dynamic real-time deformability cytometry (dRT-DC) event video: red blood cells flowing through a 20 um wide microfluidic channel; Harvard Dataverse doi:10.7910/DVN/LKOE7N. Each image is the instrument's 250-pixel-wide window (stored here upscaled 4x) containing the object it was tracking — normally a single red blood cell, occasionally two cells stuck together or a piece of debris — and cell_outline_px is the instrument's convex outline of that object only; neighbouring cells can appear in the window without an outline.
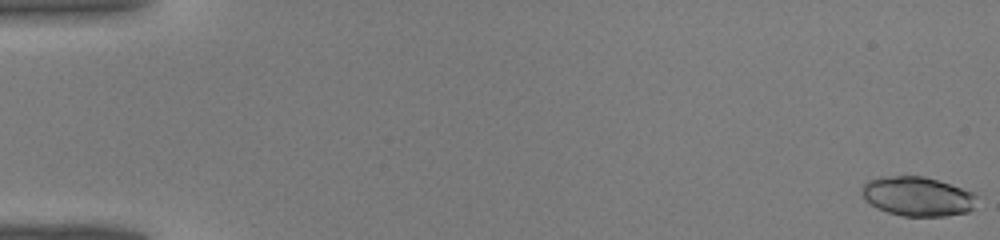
{"species": "common noctule bat (a hibernating species)", "species_latin": "Nyctalus noctula", "temperature_condition": "warm", "stored_images_in_passage": 43, "camera_frame_rate_fps": 3000, "um_per_image_px": 0.085, "animal": {"sex": "male", "body_mass_g": 19.0, "forearm_length_mm": 50.8}, "frame": {"image": 1, "passage_image": 1, "time_ms": 0.0, "image_size_px": [1000, 240], "cell_outline_px": [[976, 196], [972, 208], [968, 212], [944, 216], [904, 216], [888, 212], [876, 208], [864, 196], [864, 184], [868, 180], [880, 176], [924, 176], [972, 192]], "centroid_in_image_um": [77.98, 16.69], "position_along_channel_um": 7.0, "area_um2": 25.84}}
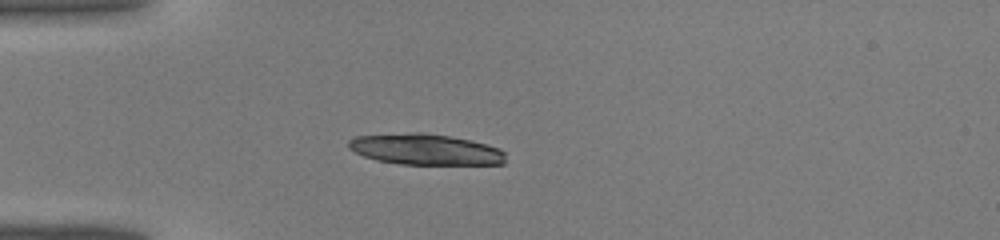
{"frame": {"image": 2, "passage_image": 13, "time_ms": 4.0, "image_size_px": [1000, 240], "cell_outline_px": [[504, 164], [400, 164], [376, 160], [364, 156], [348, 148], [348, 140], [356, 136], [412, 132], [420, 132], [448, 136], [468, 140], [484, 144], [496, 148], [504, 152]], "centroid_in_image_um": [36.1, 12.7], "position_along_channel_um": 48.9, "area_um2": 27.98}}